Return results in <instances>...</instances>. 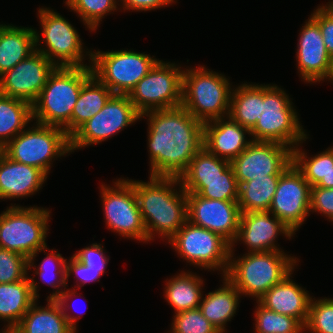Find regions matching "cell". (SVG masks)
<instances>
[{
    "instance_id": "cb8c5ba5",
    "label": "cell",
    "mask_w": 333,
    "mask_h": 333,
    "mask_svg": "<svg viewBox=\"0 0 333 333\" xmlns=\"http://www.w3.org/2000/svg\"><path fill=\"white\" fill-rule=\"evenodd\" d=\"M46 178L41 169L11 160L0 153V199L29 196L38 191Z\"/></svg>"
},
{
    "instance_id": "30bf717a",
    "label": "cell",
    "mask_w": 333,
    "mask_h": 333,
    "mask_svg": "<svg viewBox=\"0 0 333 333\" xmlns=\"http://www.w3.org/2000/svg\"><path fill=\"white\" fill-rule=\"evenodd\" d=\"M92 73L114 94L128 95L158 61L133 51L90 53ZM94 66V67H93Z\"/></svg>"
},
{
    "instance_id": "ab89813d",
    "label": "cell",
    "mask_w": 333,
    "mask_h": 333,
    "mask_svg": "<svg viewBox=\"0 0 333 333\" xmlns=\"http://www.w3.org/2000/svg\"><path fill=\"white\" fill-rule=\"evenodd\" d=\"M305 328L313 333H333V299H320L309 306V316Z\"/></svg>"
},
{
    "instance_id": "ba28073f",
    "label": "cell",
    "mask_w": 333,
    "mask_h": 333,
    "mask_svg": "<svg viewBox=\"0 0 333 333\" xmlns=\"http://www.w3.org/2000/svg\"><path fill=\"white\" fill-rule=\"evenodd\" d=\"M34 128L14 136L2 152L11 160L39 168L47 175L54 156L71 152L70 137L63 127L37 124Z\"/></svg>"
},
{
    "instance_id": "d590c367",
    "label": "cell",
    "mask_w": 333,
    "mask_h": 333,
    "mask_svg": "<svg viewBox=\"0 0 333 333\" xmlns=\"http://www.w3.org/2000/svg\"><path fill=\"white\" fill-rule=\"evenodd\" d=\"M255 327L257 333H300L305 326L299 320L268 310L259 303Z\"/></svg>"
},
{
    "instance_id": "f1b7e54d",
    "label": "cell",
    "mask_w": 333,
    "mask_h": 333,
    "mask_svg": "<svg viewBox=\"0 0 333 333\" xmlns=\"http://www.w3.org/2000/svg\"><path fill=\"white\" fill-rule=\"evenodd\" d=\"M234 92L228 117L251 130L263 112V86L243 84Z\"/></svg>"
},
{
    "instance_id": "52a82bcc",
    "label": "cell",
    "mask_w": 333,
    "mask_h": 333,
    "mask_svg": "<svg viewBox=\"0 0 333 333\" xmlns=\"http://www.w3.org/2000/svg\"><path fill=\"white\" fill-rule=\"evenodd\" d=\"M288 96L277 86H263V109L250 130L252 141L297 144L306 139Z\"/></svg>"
},
{
    "instance_id": "603a6c76",
    "label": "cell",
    "mask_w": 333,
    "mask_h": 333,
    "mask_svg": "<svg viewBox=\"0 0 333 333\" xmlns=\"http://www.w3.org/2000/svg\"><path fill=\"white\" fill-rule=\"evenodd\" d=\"M290 275L291 273L272 286L258 302L268 310L299 320L305 326L312 298L299 285L292 282Z\"/></svg>"
},
{
    "instance_id": "f6af8a7d",
    "label": "cell",
    "mask_w": 333,
    "mask_h": 333,
    "mask_svg": "<svg viewBox=\"0 0 333 333\" xmlns=\"http://www.w3.org/2000/svg\"><path fill=\"white\" fill-rule=\"evenodd\" d=\"M69 262H66V279H68L71 272H75L84 285L86 282L97 280V277L102 275L99 270L90 269L89 266L82 264L74 256L71 257Z\"/></svg>"
},
{
    "instance_id": "d6a6232c",
    "label": "cell",
    "mask_w": 333,
    "mask_h": 333,
    "mask_svg": "<svg viewBox=\"0 0 333 333\" xmlns=\"http://www.w3.org/2000/svg\"><path fill=\"white\" fill-rule=\"evenodd\" d=\"M202 283L203 281L195 275L189 273L178 275L167 283L165 292L167 301L177 313L199 308Z\"/></svg>"
},
{
    "instance_id": "e0dca14e",
    "label": "cell",
    "mask_w": 333,
    "mask_h": 333,
    "mask_svg": "<svg viewBox=\"0 0 333 333\" xmlns=\"http://www.w3.org/2000/svg\"><path fill=\"white\" fill-rule=\"evenodd\" d=\"M43 37L48 50L36 49L46 56L56 67H84L82 43L74 27L61 15L48 9L39 10ZM54 55V56H53ZM58 57L61 63L54 62ZM59 64V65H58Z\"/></svg>"
},
{
    "instance_id": "5b68a950",
    "label": "cell",
    "mask_w": 333,
    "mask_h": 333,
    "mask_svg": "<svg viewBox=\"0 0 333 333\" xmlns=\"http://www.w3.org/2000/svg\"><path fill=\"white\" fill-rule=\"evenodd\" d=\"M183 72L182 103L194 118L203 124L222 118L230 111L231 91L228 80L204 67Z\"/></svg>"
},
{
    "instance_id": "c3c4849f",
    "label": "cell",
    "mask_w": 333,
    "mask_h": 333,
    "mask_svg": "<svg viewBox=\"0 0 333 333\" xmlns=\"http://www.w3.org/2000/svg\"><path fill=\"white\" fill-rule=\"evenodd\" d=\"M2 333H12V330L9 327H7V330L5 329V331H3Z\"/></svg>"
},
{
    "instance_id": "d6986e66",
    "label": "cell",
    "mask_w": 333,
    "mask_h": 333,
    "mask_svg": "<svg viewBox=\"0 0 333 333\" xmlns=\"http://www.w3.org/2000/svg\"><path fill=\"white\" fill-rule=\"evenodd\" d=\"M75 292L57 290L50 295L48 306L36 307L31 305L12 333H75L76 317L65 313L67 299Z\"/></svg>"
},
{
    "instance_id": "e575fe53",
    "label": "cell",
    "mask_w": 333,
    "mask_h": 333,
    "mask_svg": "<svg viewBox=\"0 0 333 333\" xmlns=\"http://www.w3.org/2000/svg\"><path fill=\"white\" fill-rule=\"evenodd\" d=\"M305 153L292 149V163L302 173L310 186L317 185L322 178H326L333 167V148L314 156L308 161Z\"/></svg>"
},
{
    "instance_id": "8992f818",
    "label": "cell",
    "mask_w": 333,
    "mask_h": 333,
    "mask_svg": "<svg viewBox=\"0 0 333 333\" xmlns=\"http://www.w3.org/2000/svg\"><path fill=\"white\" fill-rule=\"evenodd\" d=\"M49 211L43 208L10 206L0 215V247L28 258V267L37 252L46 249Z\"/></svg>"
},
{
    "instance_id": "8fae6325",
    "label": "cell",
    "mask_w": 333,
    "mask_h": 333,
    "mask_svg": "<svg viewBox=\"0 0 333 333\" xmlns=\"http://www.w3.org/2000/svg\"><path fill=\"white\" fill-rule=\"evenodd\" d=\"M169 242L188 262L207 269L225 267L223 273L226 275L232 249L231 244L218 233L187 221Z\"/></svg>"
},
{
    "instance_id": "bcb514c9",
    "label": "cell",
    "mask_w": 333,
    "mask_h": 333,
    "mask_svg": "<svg viewBox=\"0 0 333 333\" xmlns=\"http://www.w3.org/2000/svg\"><path fill=\"white\" fill-rule=\"evenodd\" d=\"M173 0H123L125 9L134 10H152L153 8H160L161 6L167 5Z\"/></svg>"
},
{
    "instance_id": "d4e9b609",
    "label": "cell",
    "mask_w": 333,
    "mask_h": 333,
    "mask_svg": "<svg viewBox=\"0 0 333 333\" xmlns=\"http://www.w3.org/2000/svg\"><path fill=\"white\" fill-rule=\"evenodd\" d=\"M39 35L32 28L3 25L0 29V76L36 51Z\"/></svg>"
},
{
    "instance_id": "484cf974",
    "label": "cell",
    "mask_w": 333,
    "mask_h": 333,
    "mask_svg": "<svg viewBox=\"0 0 333 333\" xmlns=\"http://www.w3.org/2000/svg\"><path fill=\"white\" fill-rule=\"evenodd\" d=\"M34 279L0 283V318L9 322L12 330L39 297Z\"/></svg>"
},
{
    "instance_id": "836d02e7",
    "label": "cell",
    "mask_w": 333,
    "mask_h": 333,
    "mask_svg": "<svg viewBox=\"0 0 333 333\" xmlns=\"http://www.w3.org/2000/svg\"><path fill=\"white\" fill-rule=\"evenodd\" d=\"M231 166V162L209 153L204 147L190 161L180 180H214Z\"/></svg>"
},
{
    "instance_id": "9a60e30c",
    "label": "cell",
    "mask_w": 333,
    "mask_h": 333,
    "mask_svg": "<svg viewBox=\"0 0 333 333\" xmlns=\"http://www.w3.org/2000/svg\"><path fill=\"white\" fill-rule=\"evenodd\" d=\"M116 188L102 185L106 224L124 237L148 241L134 187L128 180H118Z\"/></svg>"
},
{
    "instance_id": "7a4b0ae2",
    "label": "cell",
    "mask_w": 333,
    "mask_h": 333,
    "mask_svg": "<svg viewBox=\"0 0 333 333\" xmlns=\"http://www.w3.org/2000/svg\"><path fill=\"white\" fill-rule=\"evenodd\" d=\"M133 185L138 207L147 231L148 241L152 231L170 240L188 221L187 193L172 191V184L180 182L179 177L150 176V182L130 181ZM171 187V188H170Z\"/></svg>"
},
{
    "instance_id": "ac0fdd59",
    "label": "cell",
    "mask_w": 333,
    "mask_h": 333,
    "mask_svg": "<svg viewBox=\"0 0 333 333\" xmlns=\"http://www.w3.org/2000/svg\"><path fill=\"white\" fill-rule=\"evenodd\" d=\"M187 215L190 223L218 233L232 247L241 216L238 201L206 199L187 193Z\"/></svg>"
},
{
    "instance_id": "6da1fadb",
    "label": "cell",
    "mask_w": 333,
    "mask_h": 333,
    "mask_svg": "<svg viewBox=\"0 0 333 333\" xmlns=\"http://www.w3.org/2000/svg\"><path fill=\"white\" fill-rule=\"evenodd\" d=\"M146 113L150 117V176L179 177L203 148V123L182 106Z\"/></svg>"
},
{
    "instance_id": "74e56055",
    "label": "cell",
    "mask_w": 333,
    "mask_h": 333,
    "mask_svg": "<svg viewBox=\"0 0 333 333\" xmlns=\"http://www.w3.org/2000/svg\"><path fill=\"white\" fill-rule=\"evenodd\" d=\"M173 333H220L200 308L176 313L172 327Z\"/></svg>"
},
{
    "instance_id": "7402d4cb",
    "label": "cell",
    "mask_w": 333,
    "mask_h": 333,
    "mask_svg": "<svg viewBox=\"0 0 333 333\" xmlns=\"http://www.w3.org/2000/svg\"><path fill=\"white\" fill-rule=\"evenodd\" d=\"M228 118L227 122L220 118L212 120L214 125L209 122L203 124V147L209 153L216 156L222 154L224 160L232 162L251 141L244 138V133L249 134L250 130Z\"/></svg>"
},
{
    "instance_id": "7c38bea8",
    "label": "cell",
    "mask_w": 333,
    "mask_h": 333,
    "mask_svg": "<svg viewBox=\"0 0 333 333\" xmlns=\"http://www.w3.org/2000/svg\"><path fill=\"white\" fill-rule=\"evenodd\" d=\"M141 118L128 95L114 94L104 107L71 137L70 150L96 144Z\"/></svg>"
},
{
    "instance_id": "ee69618b",
    "label": "cell",
    "mask_w": 333,
    "mask_h": 333,
    "mask_svg": "<svg viewBox=\"0 0 333 333\" xmlns=\"http://www.w3.org/2000/svg\"><path fill=\"white\" fill-rule=\"evenodd\" d=\"M66 260L58 253L57 255L54 253V251L52 250V252L49 254V256L47 255V257L44 259V261L41 263V265H39L40 267L39 269V273L36 271V274H40V276L42 277V280L45 281L47 278H45L46 273L49 272V264H54L56 263V266H59L57 271L55 270V275L56 274H60V278L57 281L58 284H55L54 282H50V280L47 279V281H45L46 283H48L49 285H51L52 287L58 288L60 285H64V287L66 286ZM53 272V270L50 271L49 274H51ZM53 274V273H52ZM54 275V274H53ZM52 275V277H53ZM51 277V276H50ZM60 282V283H59Z\"/></svg>"
},
{
    "instance_id": "1f68e13d",
    "label": "cell",
    "mask_w": 333,
    "mask_h": 333,
    "mask_svg": "<svg viewBox=\"0 0 333 333\" xmlns=\"http://www.w3.org/2000/svg\"><path fill=\"white\" fill-rule=\"evenodd\" d=\"M186 193H195L206 199L238 201L239 185L230 166L218 179L180 180Z\"/></svg>"
},
{
    "instance_id": "277c9868",
    "label": "cell",
    "mask_w": 333,
    "mask_h": 333,
    "mask_svg": "<svg viewBox=\"0 0 333 333\" xmlns=\"http://www.w3.org/2000/svg\"><path fill=\"white\" fill-rule=\"evenodd\" d=\"M281 252H250L237 261H231L225 277L240 293L255 296L259 300L294 268L296 260Z\"/></svg>"
},
{
    "instance_id": "f35d334b",
    "label": "cell",
    "mask_w": 333,
    "mask_h": 333,
    "mask_svg": "<svg viewBox=\"0 0 333 333\" xmlns=\"http://www.w3.org/2000/svg\"><path fill=\"white\" fill-rule=\"evenodd\" d=\"M29 259L0 247V283H13L26 278Z\"/></svg>"
},
{
    "instance_id": "44dd1931",
    "label": "cell",
    "mask_w": 333,
    "mask_h": 333,
    "mask_svg": "<svg viewBox=\"0 0 333 333\" xmlns=\"http://www.w3.org/2000/svg\"><path fill=\"white\" fill-rule=\"evenodd\" d=\"M269 211L241 213L236 240H243L251 249L250 252L280 251L274 245L278 232L289 238L294 234L275 215L269 217Z\"/></svg>"
},
{
    "instance_id": "60d3db41",
    "label": "cell",
    "mask_w": 333,
    "mask_h": 333,
    "mask_svg": "<svg viewBox=\"0 0 333 333\" xmlns=\"http://www.w3.org/2000/svg\"><path fill=\"white\" fill-rule=\"evenodd\" d=\"M311 17L319 24L326 50L333 59V2L318 8Z\"/></svg>"
},
{
    "instance_id": "8d00e7d4",
    "label": "cell",
    "mask_w": 333,
    "mask_h": 333,
    "mask_svg": "<svg viewBox=\"0 0 333 333\" xmlns=\"http://www.w3.org/2000/svg\"><path fill=\"white\" fill-rule=\"evenodd\" d=\"M66 4L79 13L92 30H95L104 14L116 9L115 0H67Z\"/></svg>"
},
{
    "instance_id": "ffe728a7",
    "label": "cell",
    "mask_w": 333,
    "mask_h": 333,
    "mask_svg": "<svg viewBox=\"0 0 333 333\" xmlns=\"http://www.w3.org/2000/svg\"><path fill=\"white\" fill-rule=\"evenodd\" d=\"M297 53L298 67L306 82L331 78L333 59L326 50L319 24L312 17L301 31Z\"/></svg>"
},
{
    "instance_id": "4316f807",
    "label": "cell",
    "mask_w": 333,
    "mask_h": 333,
    "mask_svg": "<svg viewBox=\"0 0 333 333\" xmlns=\"http://www.w3.org/2000/svg\"><path fill=\"white\" fill-rule=\"evenodd\" d=\"M114 93L94 75L83 85L71 115V136L96 115Z\"/></svg>"
},
{
    "instance_id": "4dcf8cb0",
    "label": "cell",
    "mask_w": 333,
    "mask_h": 333,
    "mask_svg": "<svg viewBox=\"0 0 333 333\" xmlns=\"http://www.w3.org/2000/svg\"><path fill=\"white\" fill-rule=\"evenodd\" d=\"M31 119L32 105L29 102L0 94V148L11 141L9 136L21 133Z\"/></svg>"
},
{
    "instance_id": "7bdbcfd3",
    "label": "cell",
    "mask_w": 333,
    "mask_h": 333,
    "mask_svg": "<svg viewBox=\"0 0 333 333\" xmlns=\"http://www.w3.org/2000/svg\"><path fill=\"white\" fill-rule=\"evenodd\" d=\"M103 248L99 244H93L80 250L74 257L82 264L89 266L90 269L99 270L101 274L104 273L105 266L108 258L103 256Z\"/></svg>"
},
{
    "instance_id": "b9f144b4",
    "label": "cell",
    "mask_w": 333,
    "mask_h": 333,
    "mask_svg": "<svg viewBox=\"0 0 333 333\" xmlns=\"http://www.w3.org/2000/svg\"><path fill=\"white\" fill-rule=\"evenodd\" d=\"M310 210L323 213L333 221V188L312 186Z\"/></svg>"
},
{
    "instance_id": "3957f363",
    "label": "cell",
    "mask_w": 333,
    "mask_h": 333,
    "mask_svg": "<svg viewBox=\"0 0 333 333\" xmlns=\"http://www.w3.org/2000/svg\"><path fill=\"white\" fill-rule=\"evenodd\" d=\"M93 75L92 68L56 67L49 75L39 97L32 104V118L38 124L64 126L71 137V115L82 85Z\"/></svg>"
},
{
    "instance_id": "7dc6e473",
    "label": "cell",
    "mask_w": 333,
    "mask_h": 333,
    "mask_svg": "<svg viewBox=\"0 0 333 333\" xmlns=\"http://www.w3.org/2000/svg\"><path fill=\"white\" fill-rule=\"evenodd\" d=\"M316 186L323 188H333V167L328 172L326 178H322Z\"/></svg>"
},
{
    "instance_id": "5bb4252c",
    "label": "cell",
    "mask_w": 333,
    "mask_h": 333,
    "mask_svg": "<svg viewBox=\"0 0 333 333\" xmlns=\"http://www.w3.org/2000/svg\"><path fill=\"white\" fill-rule=\"evenodd\" d=\"M311 186L292 163L281 175L269 212L294 233L310 211Z\"/></svg>"
},
{
    "instance_id": "83f0119b",
    "label": "cell",
    "mask_w": 333,
    "mask_h": 333,
    "mask_svg": "<svg viewBox=\"0 0 333 333\" xmlns=\"http://www.w3.org/2000/svg\"><path fill=\"white\" fill-rule=\"evenodd\" d=\"M225 286L209 294L200 302V310L206 319L220 332L236 312L239 290L225 277Z\"/></svg>"
},
{
    "instance_id": "4fadbf2b",
    "label": "cell",
    "mask_w": 333,
    "mask_h": 333,
    "mask_svg": "<svg viewBox=\"0 0 333 333\" xmlns=\"http://www.w3.org/2000/svg\"><path fill=\"white\" fill-rule=\"evenodd\" d=\"M288 147L276 142L251 141L231 162L238 185L254 178L281 175L292 164L294 147Z\"/></svg>"
},
{
    "instance_id": "f546056e",
    "label": "cell",
    "mask_w": 333,
    "mask_h": 333,
    "mask_svg": "<svg viewBox=\"0 0 333 333\" xmlns=\"http://www.w3.org/2000/svg\"><path fill=\"white\" fill-rule=\"evenodd\" d=\"M280 175L254 178L239 185L238 205L241 213L268 211L276 192Z\"/></svg>"
},
{
    "instance_id": "9c48e42d",
    "label": "cell",
    "mask_w": 333,
    "mask_h": 333,
    "mask_svg": "<svg viewBox=\"0 0 333 333\" xmlns=\"http://www.w3.org/2000/svg\"><path fill=\"white\" fill-rule=\"evenodd\" d=\"M161 60L151 68L128 94L141 117L152 110L181 106L183 71Z\"/></svg>"
},
{
    "instance_id": "2e32d148",
    "label": "cell",
    "mask_w": 333,
    "mask_h": 333,
    "mask_svg": "<svg viewBox=\"0 0 333 333\" xmlns=\"http://www.w3.org/2000/svg\"><path fill=\"white\" fill-rule=\"evenodd\" d=\"M55 68L46 56L35 51L0 76V94L25 100L32 105Z\"/></svg>"
}]
</instances>
